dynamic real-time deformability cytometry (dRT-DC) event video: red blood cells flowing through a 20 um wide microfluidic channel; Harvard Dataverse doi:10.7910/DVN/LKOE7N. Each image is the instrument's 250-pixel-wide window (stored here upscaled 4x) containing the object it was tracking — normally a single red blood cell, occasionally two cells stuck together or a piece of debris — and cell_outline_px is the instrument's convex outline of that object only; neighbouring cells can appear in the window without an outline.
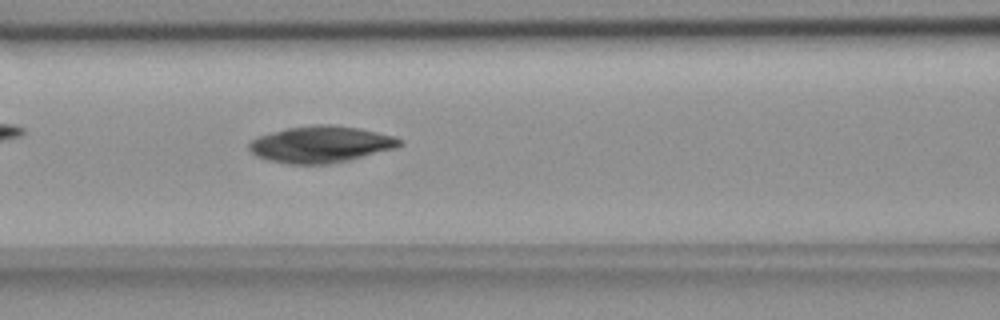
{"species": "common noctule bat (a hibernating species)", "species_latin": "Nyctalus noctula", "temperature_condition": "room temperature", "stored_images_in_passage": 53, "camera_frame_rate_fps": 3000, "um_per_image_px": 0.085, "animal": {"sex": "female", "body_mass_g": 18.4}, "frame": {"image": 1, "passage_image": 22, "time_ms": 7.0, "image_size_px": [1000, 320], "cell_outline_px": [[404, 144], [396, 148], [348, 160], [328, 164], [288, 164], [268, 160], [256, 156], [248, 148], [248, 144], [256, 136], [288, 128], [312, 124], [332, 124], [360, 128], [396, 136], [404, 140]], "centroid_in_image_um": [27.29, 12.26], "position_along_channel_um": 139.3, "area_um2": 32.37}}
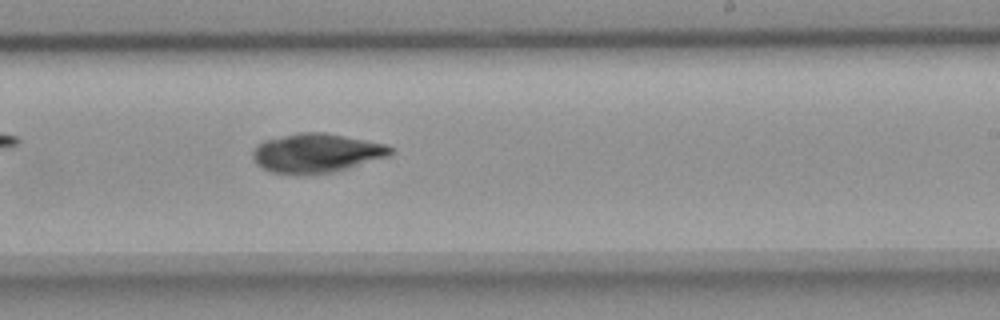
{"frame": {"image": 2, "passage_image": 32, "time_ms": 10.333, "image_size_px": [1000, 320], "cell_outline_px": [[396, 152], [388, 156], [336, 172], [304, 176], [296, 176], [272, 172], [256, 164], [252, 160], [252, 152], [256, 144], [264, 140], [300, 132], [324, 132], [388, 144]], "centroid_in_image_um": [26.89, 13.03], "position_along_channel_um": 262.1, "area_um2": 32.08}}
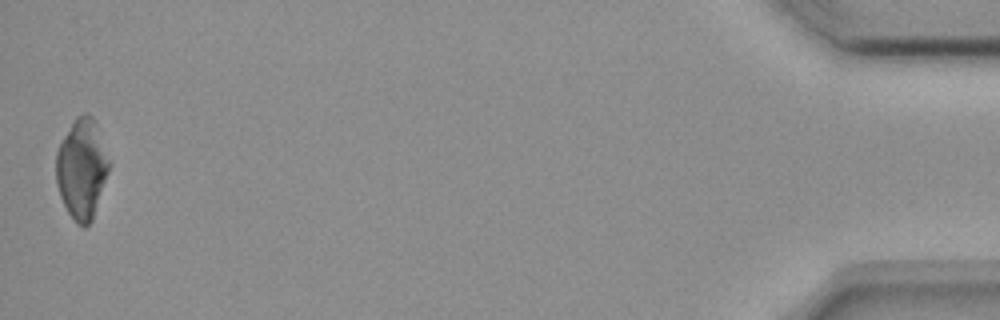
{"frame": {"image": 3, "passage_image": 53, "time_ms": 17.333, "image_size_px": [1000, 320], "cell_outline_px": [[112, 164], [92, 220], [84, 228], [76, 224], [68, 212], [60, 196], [56, 180], [56, 152], [64, 136], [76, 116], [84, 112], [92, 116], [96, 120], [112, 160]], "centroid_in_image_um": [7.0, 14.31], "position_along_channel_um": 428.2, "area_um2": 31.56}}